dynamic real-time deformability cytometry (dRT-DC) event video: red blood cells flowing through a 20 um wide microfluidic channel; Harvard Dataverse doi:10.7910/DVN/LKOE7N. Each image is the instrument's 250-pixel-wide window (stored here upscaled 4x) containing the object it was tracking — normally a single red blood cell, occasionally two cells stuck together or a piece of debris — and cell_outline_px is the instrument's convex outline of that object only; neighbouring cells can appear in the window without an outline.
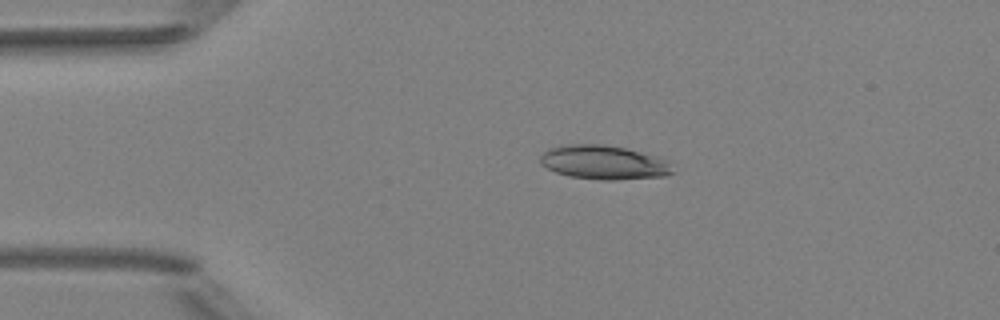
{"species": "Egyptian fruit bat (a non-hibernating species)", "species_latin": "Rousettus aegyptiacus", "temperature_condition": "room temperature", "stored_images_in_passage": 5, "camera_frame_rate_fps": 3000, "um_per_image_px": 0.085, "animal": {"sex": "female"}, "frame": {"image": 1, "passage_image": 4, "time_ms": 3.333, "image_size_px": [1000, 320], "cell_outline_px": [[676, 172], [664, 176], [616, 180], [600, 180], [568, 176], [556, 172], [540, 164], [540, 156], [548, 148], [564, 144], [604, 144], [624, 148], [656, 156], [668, 160]], "centroid_in_image_um": [51.33, 13.81], "position_along_channel_um": 33.7, "area_um2": 26.47}}